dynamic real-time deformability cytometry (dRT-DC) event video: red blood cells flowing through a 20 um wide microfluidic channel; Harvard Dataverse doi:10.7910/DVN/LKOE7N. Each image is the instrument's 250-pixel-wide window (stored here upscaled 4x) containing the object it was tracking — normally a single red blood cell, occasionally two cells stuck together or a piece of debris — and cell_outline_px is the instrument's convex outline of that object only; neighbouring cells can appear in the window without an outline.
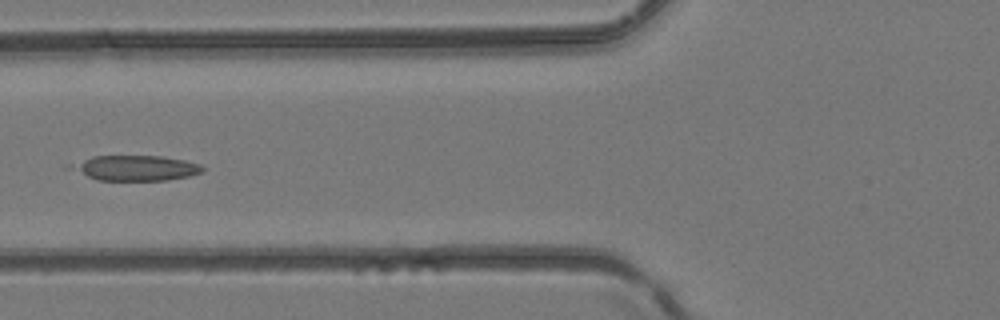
{"species": "common noctule bat (a hibernating species)", "species_latin": "Nyctalus noctula", "temperature_condition": "room temperature", "stored_images_in_passage": 2, "camera_frame_rate_fps": 3000, "um_per_image_px": 0.085, "animal": {"sex": "female", "body_mass_g": 24.6, "forearm_length_mm": 56.2}, "frame": {"image": 1, "passage_image": 2, "time_ms": 0.333, "image_size_px": [1000, 320], "cell_outline_px": [[204, 172], [188, 176], [168, 180], [96, 180], [88, 176], [76, 168], [76, 164], [92, 156], [160, 156], [184, 160], [200, 164], [204, 168]], "centroid_in_image_um": [11.7, 14.28], "position_along_channel_um": 114.1, "area_um2": 18.61}}